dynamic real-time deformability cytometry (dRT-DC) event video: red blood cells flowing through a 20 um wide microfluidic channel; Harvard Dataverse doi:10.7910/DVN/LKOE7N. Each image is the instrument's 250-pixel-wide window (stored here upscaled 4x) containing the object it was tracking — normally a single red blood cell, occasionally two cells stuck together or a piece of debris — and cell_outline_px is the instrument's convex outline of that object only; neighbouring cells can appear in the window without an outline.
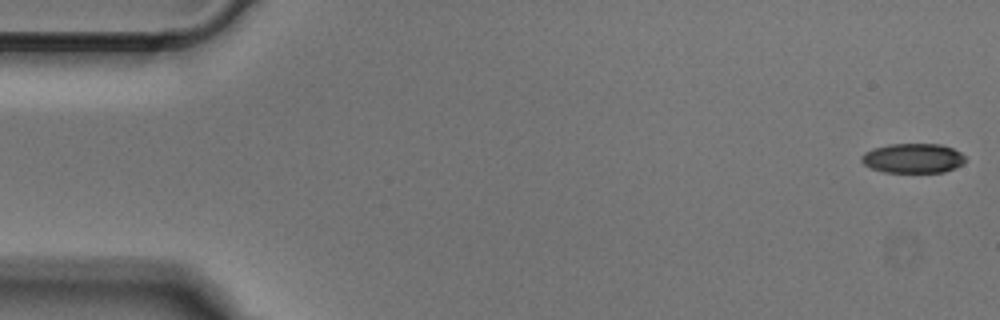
{"species": "Egyptian fruit bat (a non-hibernating species)", "species_latin": "Rousettus aegyptiacus", "temperature_condition": "cold", "stored_images_in_passage": 50, "camera_frame_rate_fps": 3000, "um_per_image_px": 0.085, "animal": {"sex": "male"}, "frame": {"image": 1, "passage_image": 1, "time_ms": 0.0, "image_size_px": [1000, 320], "cell_outline_px": [[964, 164], [944, 172], [884, 172], [872, 168], [864, 164], [860, 160], [860, 156], [864, 152], [872, 148], [888, 144], [940, 144], [952, 148], [960, 152], [964, 156]], "centroid_in_image_um": [77.58, 13.44], "position_along_channel_um": 7.4, "area_um2": 17.98}}
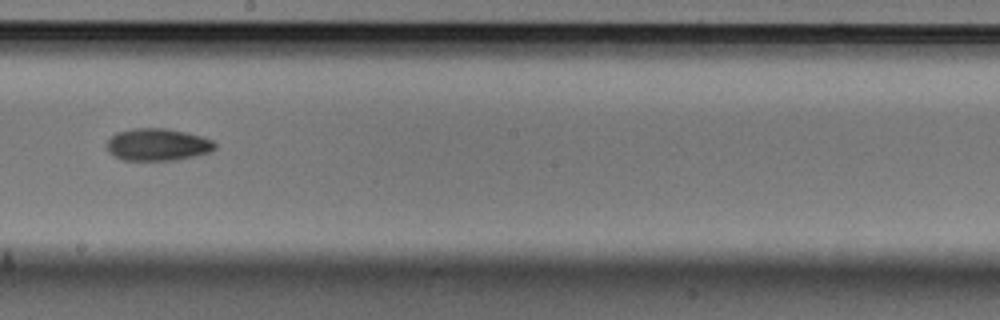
{"frame": {"image": 2, "passage_image": 28, "time_ms": 9.0, "image_size_px": [1000, 320], "cell_outline_px": [[216, 148], [212, 152], [176, 160], [124, 160], [108, 152], [104, 144], [116, 132], [132, 128], [168, 128], [204, 136], [212, 140], [216, 144]], "centroid_in_image_um": [13.41, 12.28], "position_along_channel_um": 234.8, "area_um2": 20.63}}
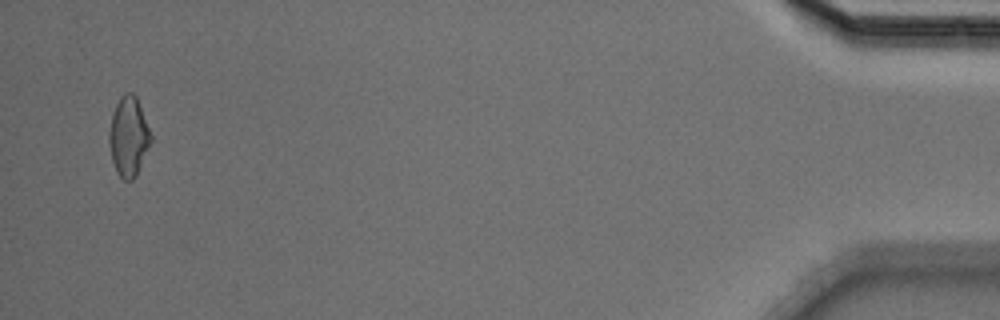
{"frame": {"image": 3, "passage_image": 49, "time_ms": 16.0, "image_size_px": [1000, 320], "cell_outline_px": [[152, 140], [136, 176], [132, 180], [124, 180], [116, 172], [112, 160], [108, 144], [108, 132], [112, 112], [120, 96], [124, 92], [132, 92], [136, 96], [152, 136]], "centroid_in_image_um": [10.91, 11.59], "position_along_channel_um": 424.3, "area_um2": 19.48}}